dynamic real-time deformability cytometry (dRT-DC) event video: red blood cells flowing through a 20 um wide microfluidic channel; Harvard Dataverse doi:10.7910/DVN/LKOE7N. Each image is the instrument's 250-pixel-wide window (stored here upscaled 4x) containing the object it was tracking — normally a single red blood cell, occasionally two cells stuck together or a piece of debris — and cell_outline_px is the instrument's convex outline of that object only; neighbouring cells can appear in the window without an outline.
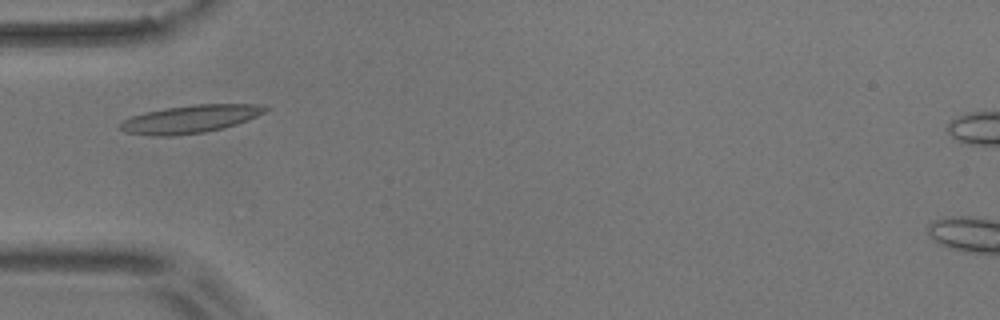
{"species": "common noctule bat (a hibernating species)", "species_latin": "Nyctalus noctula", "temperature_condition": "room temperature", "stored_images_in_passage": 5, "camera_frame_rate_fps": 3000, "um_per_image_px": 0.085, "animal": {"sex": "male", "body_mass_g": 17.9}, "frame": {"image": 1, "passage_image": 2, "time_ms": 1.333, "image_size_px": [1000, 320], "cell_outline_px": [[268, 108], [264, 112], [256, 116], [236, 124], [224, 128], [204, 132], [176, 136], [152, 136], [124, 132], [120, 128], [120, 124], [124, 120], [132, 116], [144, 112], [164, 108], [192, 104], [252, 104]], "centroid_in_image_um": [16.11, 10.13], "position_along_channel_um": 68.9, "area_um2": 23.47}}
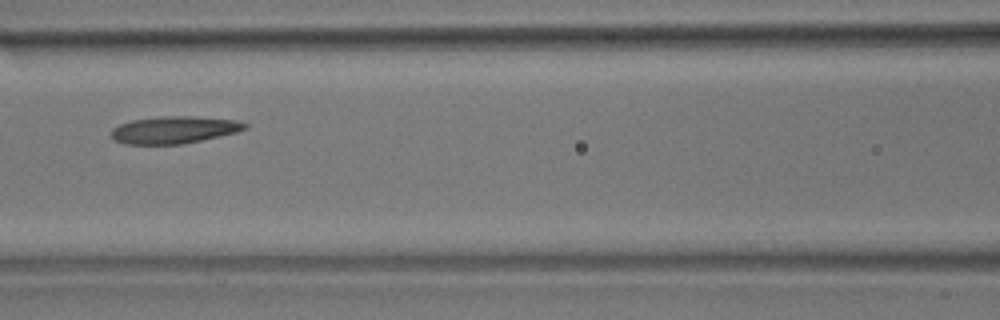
{"frame": {"image": 2, "passage_image": 4, "time_ms": 3.667, "image_size_px": [1000, 320], "cell_outline_px": [[248, 128], [236, 132], [220, 136], [184, 144], [124, 144], [112, 140], [112, 128], [120, 124], [132, 120], [160, 116], [188, 116], [236, 120], [248, 124]], "centroid_in_image_um": [14.78, 11.04], "position_along_channel_um": 151.8, "area_um2": 21.21}}
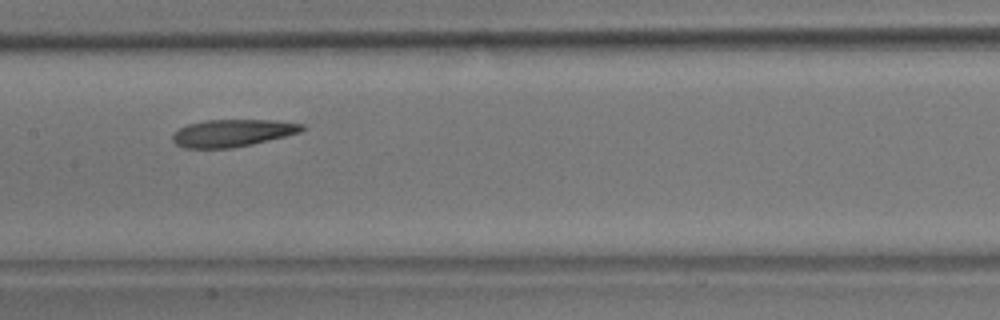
{"frame": {"image": 3, "passage_image": 5, "time_ms": 4.667, "image_size_px": [1000, 320], "cell_outline_px": [[308, 128], [300, 132], [252, 144], [232, 148], [184, 148], [176, 144], [172, 140], [172, 136], [180, 128], [188, 124], [204, 120], [276, 120], [304, 124]], "centroid_in_image_um": [19.78, 11.3], "position_along_channel_um": 187.6, "area_um2": 20.58}}